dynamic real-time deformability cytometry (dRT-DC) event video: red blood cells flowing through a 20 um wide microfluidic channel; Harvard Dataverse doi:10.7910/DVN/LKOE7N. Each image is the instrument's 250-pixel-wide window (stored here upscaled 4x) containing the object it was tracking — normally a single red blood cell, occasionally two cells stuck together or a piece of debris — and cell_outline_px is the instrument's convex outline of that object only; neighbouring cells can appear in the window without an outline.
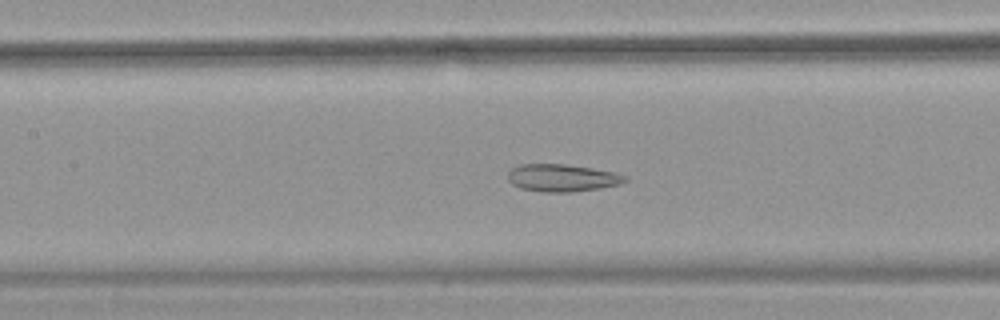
{"species": "common noctule bat (a hibernating species)", "species_latin": "Nyctalus noctula", "temperature_condition": "warm", "stored_images_in_passage": 44, "camera_frame_rate_fps": 3000, "um_per_image_px": 0.085, "animal": {"sex": "female", "body_mass_g": 18.4}, "frame": {"image": 1, "passage_image": 22, "time_ms": 7.0, "image_size_px": [1000, 320], "cell_outline_px": [[628, 180], [620, 184], [600, 188], [572, 192], [544, 192], [520, 188], [512, 184], [508, 180], [508, 172], [512, 168], [520, 164], [564, 164], [592, 168], [616, 172], [628, 176]], "centroid_in_image_um": [47.8, 15.12], "position_along_channel_um": 159.6, "area_um2": 18.84}}
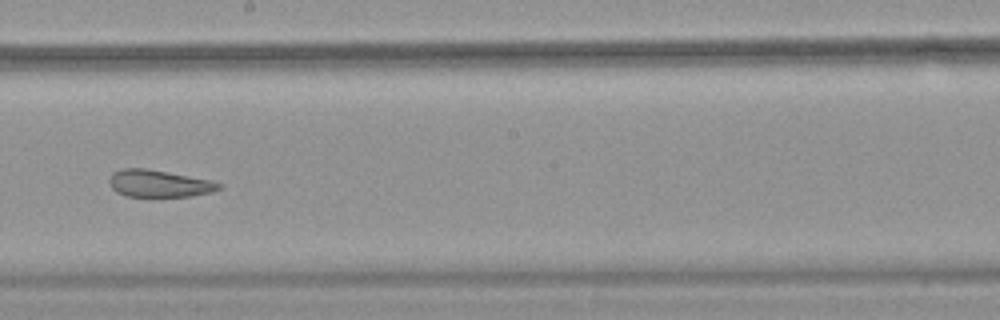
{"frame": {"image": 2, "passage_image": 28, "time_ms": 9.0, "image_size_px": [1000, 320], "cell_outline_px": [[224, 184], [220, 188], [212, 192], [192, 196], [152, 200], [124, 196], [116, 192], [112, 188], [108, 180], [112, 172], [124, 168], [144, 168], [212, 180]], "centroid_in_image_um": [13.5, 15.66], "position_along_channel_um": 234.7, "area_um2": 18.32}}
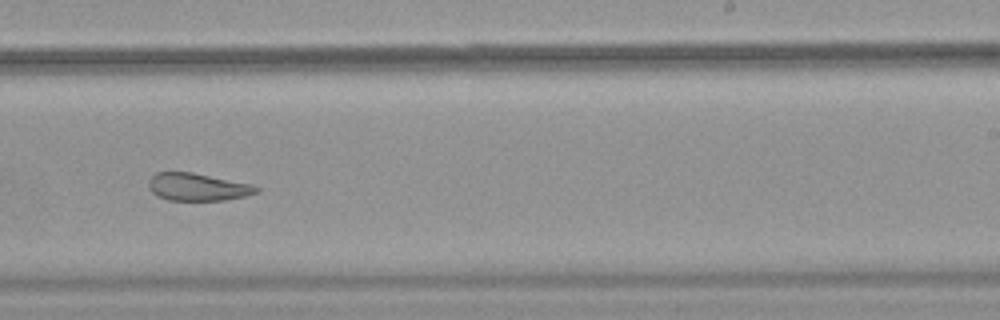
{"frame": {"image": 3, "passage_image": 31, "time_ms": 10.0, "image_size_px": [1000, 320], "cell_outline_px": [[260, 188], [256, 192], [244, 196], [224, 200], [168, 200], [156, 196], [148, 188], [148, 180], [156, 172], [192, 172], [252, 184]], "centroid_in_image_um": [16.75, 15.89], "position_along_channel_um": 272.3, "area_um2": 17.28}, "authors_computed_cell_mechanics": {"area_um2": 20.7502, "velocity_mm_per_s": 3.7748, "shape_relaxation_time_tau1_ms": null, "shape_relaxation_time_tau2_ms": 2.0238, "deformation_change_tau1": null, "deformation_change_tau2": 0.0889}}